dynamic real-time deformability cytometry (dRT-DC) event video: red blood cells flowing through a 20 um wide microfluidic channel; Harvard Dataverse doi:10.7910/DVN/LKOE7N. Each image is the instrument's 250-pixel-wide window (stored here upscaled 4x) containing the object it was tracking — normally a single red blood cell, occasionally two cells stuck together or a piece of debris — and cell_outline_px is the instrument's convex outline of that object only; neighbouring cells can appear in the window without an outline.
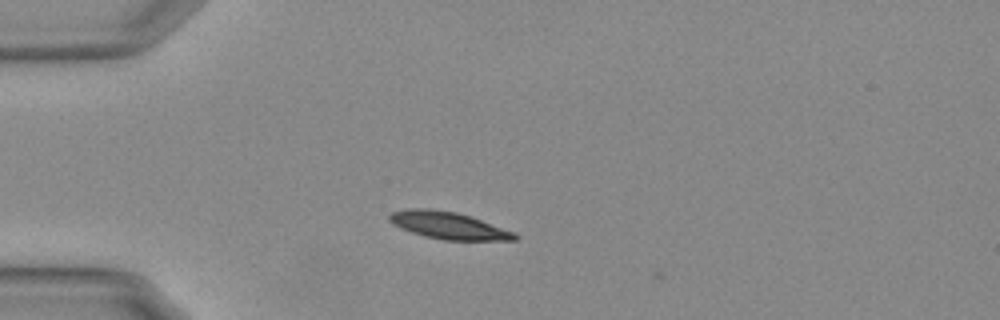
{"species": "Egyptian fruit bat (a non-hibernating species)", "species_latin": "Rousettus aegyptiacus", "temperature_condition": "warm", "stored_images_in_passage": 41, "camera_frame_rate_fps": 3000, "um_per_image_px": 0.085, "animal": {"sex": "female"}, "frame": {"image": 1, "passage_image": 1, "time_ms": 0.0, "image_size_px": [1000, 320], "cell_outline_px": [[516, 240], [444, 240], [424, 236], [400, 228], [392, 224], [388, 220], [388, 216], [392, 212], [412, 208], [424, 208], [456, 212], [480, 220], [512, 232], [516, 236]], "centroid_in_image_um": [38.02, 19.16], "position_along_channel_um": 47.0, "area_um2": 19.36}}
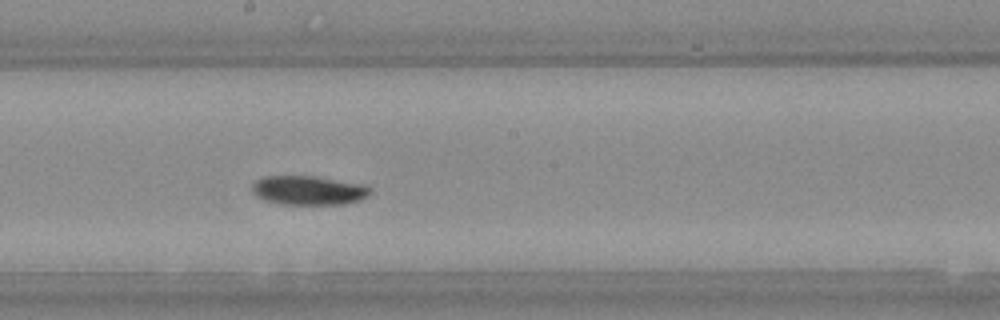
{"frame": {"image": 2, "passage_image": 17, "time_ms": 5.333, "image_size_px": [1000, 320], "cell_outline_px": [[372, 192], [368, 196], [360, 200], [344, 204], [280, 204], [264, 200], [256, 196], [252, 192], [252, 184], [256, 180], [264, 176], [316, 176], [364, 184], [372, 188]], "centroid_in_image_um": [26.24, 16.17], "position_along_channel_um": 222.0, "area_um2": 20.29}}
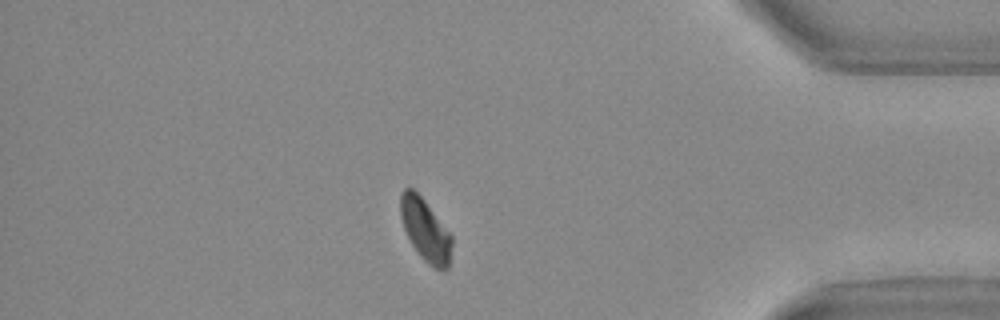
{"frame": {"image": 3, "passage_image": 34, "time_ms": 11.0, "image_size_px": [1000, 320], "cell_outline_px": [[452, 244], [448, 268], [436, 268], [428, 264], [420, 256], [412, 244], [404, 228], [400, 216], [400, 196], [404, 188], [412, 188], [424, 200], [452, 236]], "centroid_in_image_um": [36.14, 19.54], "position_along_channel_um": 399.1, "area_um2": 18.21}, "authors_computed_cell_mechanics": {"area_um2": 19.7676, "velocity_mm_per_s": 3.6954, "shape_relaxation_time_tau1_ms": 10.4086, "shape_relaxation_time_tau2_ms": null, "deformation_change_tau1": 0.1757, "deformation_change_tau2": null}}